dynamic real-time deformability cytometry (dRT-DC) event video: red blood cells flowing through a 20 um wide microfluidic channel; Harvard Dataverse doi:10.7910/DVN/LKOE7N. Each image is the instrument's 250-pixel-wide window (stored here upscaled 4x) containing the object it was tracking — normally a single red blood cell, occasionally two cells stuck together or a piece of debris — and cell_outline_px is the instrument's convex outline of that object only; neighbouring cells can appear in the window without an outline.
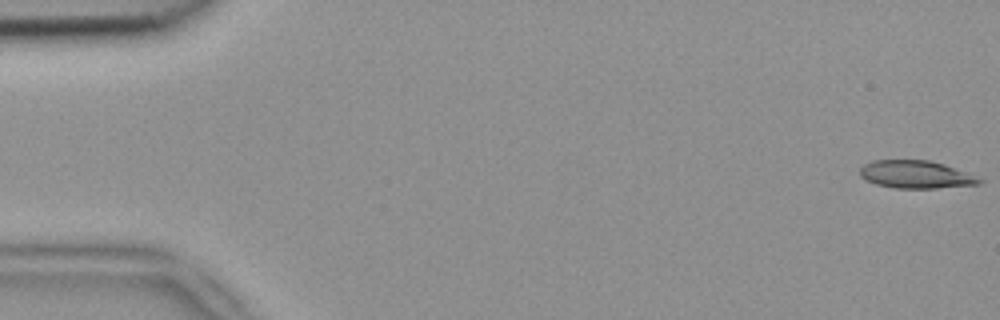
{"species": "common noctule bat (a hibernating species)", "species_latin": "Nyctalus noctula", "temperature_condition": "room temperature", "stored_images_in_passage": 4, "camera_frame_rate_fps": 3000, "um_per_image_px": 0.085, "animal": {"sex": "female", "body_mass_g": 18.4}, "frame": {"image": 1, "passage_image": 1, "time_ms": 0.0, "image_size_px": [1000, 320], "cell_outline_px": [[984, 180], [980, 184], [936, 188], [896, 188], [876, 184], [860, 176], [860, 168], [864, 164], [872, 160], [928, 160], [944, 164]], "centroid_in_image_um": [77.82, 14.83], "position_along_channel_um": 7.2, "area_um2": 19.07}}
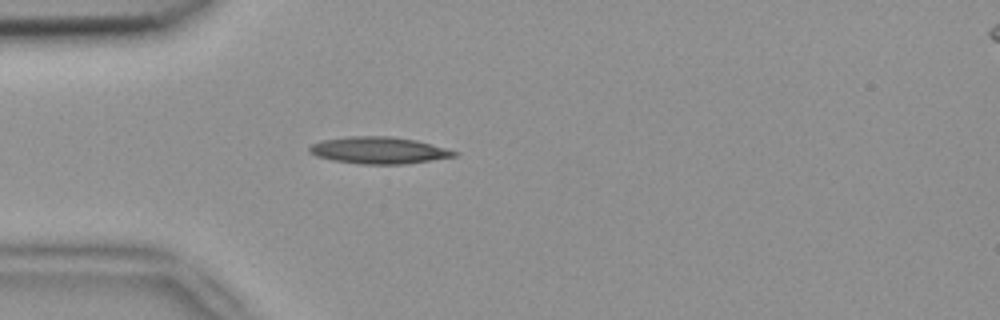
{"frame": {"image": 2, "passage_image": 4, "time_ms": 1.0, "image_size_px": [1000, 320], "cell_outline_px": [[460, 152], [456, 156], [432, 160], [404, 164], [360, 164], [332, 160], [316, 156], [308, 152], [308, 148], [312, 144], [320, 140], [352, 136], [392, 136], [416, 140]], "centroid_in_image_um": [32.18, 12.77], "position_along_channel_um": 52.8, "area_um2": 22.72}}